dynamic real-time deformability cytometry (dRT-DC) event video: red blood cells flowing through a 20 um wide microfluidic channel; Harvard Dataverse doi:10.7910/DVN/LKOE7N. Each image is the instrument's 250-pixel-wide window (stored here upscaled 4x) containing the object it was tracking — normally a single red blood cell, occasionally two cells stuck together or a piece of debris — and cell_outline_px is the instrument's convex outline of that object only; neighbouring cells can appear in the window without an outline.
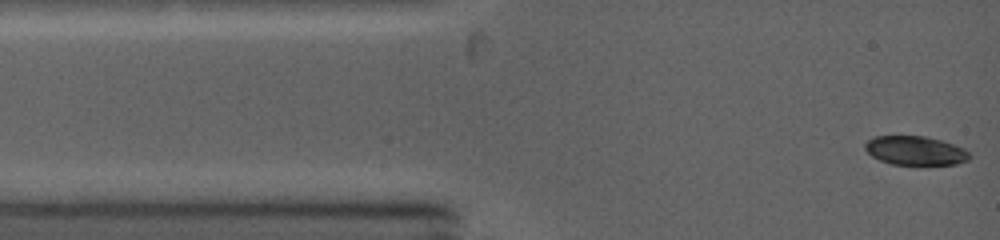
{"species": "common noctule bat (a hibernating species)", "species_latin": "Nyctalus noctula", "temperature_condition": "warm", "stored_images_in_passage": 29, "camera_frame_rate_fps": 5000, "um_per_image_px": 0.085, "animal": {"sex": "female", "body_mass_g": 19.0, "forearm_length_mm": 53.3}, "frame": {"image": 1, "passage_image": 1, "time_ms": 0.0, "image_size_px": [1000, 240], "cell_outline_px": [[972, 156], [968, 160], [956, 164], [892, 164], [880, 160], [872, 156], [864, 148], [864, 144], [872, 136], [924, 136], [940, 140], [964, 148]], "centroid_in_image_um": [77.79, 12.79], "position_along_channel_um": 7.2, "area_um2": 17.51}}
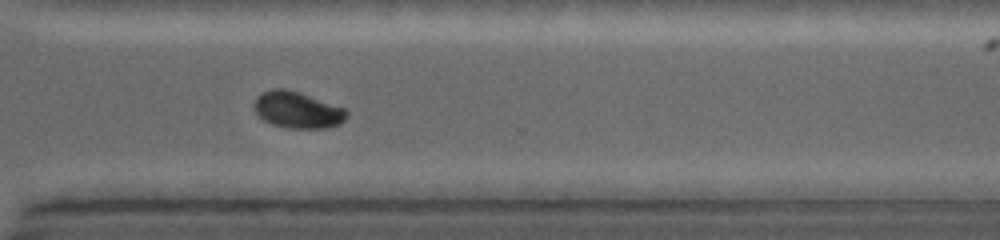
{"frame": {"image": 2, "passage_image": 13, "time_ms": 9.2, "image_size_px": [1000, 240], "cell_outline_px": [[348, 116], [340, 124], [324, 128], [288, 128], [272, 124], [264, 120], [252, 108], [256, 96], [264, 92], [276, 88], [284, 88], [300, 92], [344, 108], [348, 112]], "centroid_in_image_um": [25.27, 9.34], "position_along_channel_um": 345.3, "area_um2": 19.65}}
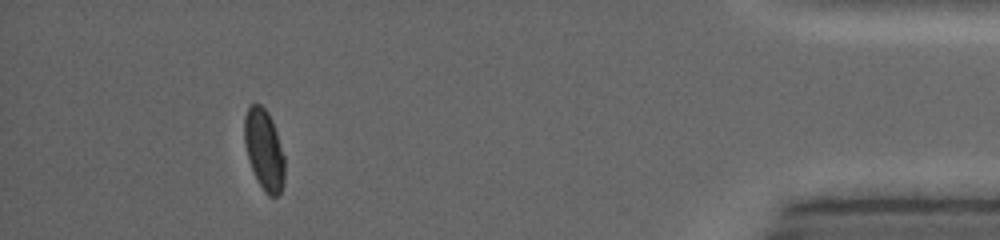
{"frame": {"image": 3, "passage_image": 22, "time_ms": 12.4, "image_size_px": [1000, 240], "cell_outline_px": [[284, 180], [280, 192], [276, 196], [268, 196], [264, 192], [252, 168], [244, 144], [244, 116], [248, 108], [252, 104], [260, 104], [268, 112], [272, 120], [284, 156]], "centroid_in_image_um": [22.44, 12.71], "position_along_channel_um": 412.8, "area_um2": 18.67}}